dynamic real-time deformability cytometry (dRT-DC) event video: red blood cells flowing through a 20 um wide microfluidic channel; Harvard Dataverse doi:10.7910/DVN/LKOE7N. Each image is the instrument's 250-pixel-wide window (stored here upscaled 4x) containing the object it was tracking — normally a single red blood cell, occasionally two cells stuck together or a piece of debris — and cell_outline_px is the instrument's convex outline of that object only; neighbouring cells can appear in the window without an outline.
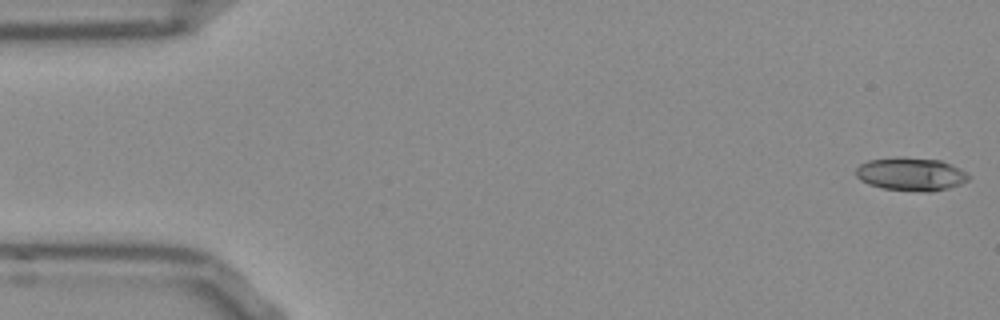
{"species": "Egyptian fruit bat (a non-hibernating species)", "species_latin": "Rousettus aegyptiacus", "temperature_condition": "room temperature", "stored_images_in_passage": 53, "camera_frame_rate_fps": 3000, "um_per_image_px": 0.085, "frame": {"image": 1, "passage_image": 1, "time_ms": 0.0, "image_size_px": [1000, 320], "cell_outline_px": [[972, 176], [968, 180], [960, 184], [948, 188], [932, 192], [920, 192], [880, 188], [868, 184], [860, 180], [856, 176], [856, 168], [860, 164], [868, 160], [896, 156], [904, 156], [940, 160], [952, 164], [968, 172]], "centroid_in_image_um": [77.44, 14.79], "position_along_channel_um": 7.6, "area_um2": 22.37}}
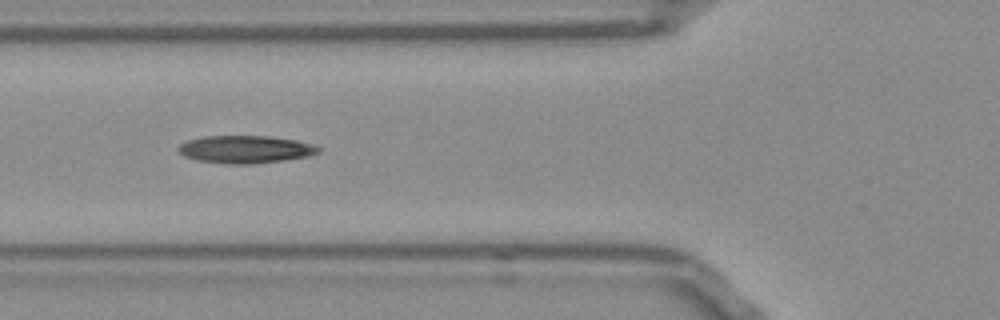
{"frame": {"image": 2, "passage_image": 19, "time_ms": 6.0, "image_size_px": [1000, 320], "cell_outline_px": [[320, 152], [308, 156], [284, 160], [256, 164], [224, 164], [196, 160], [184, 156], [176, 148], [180, 144], [188, 140], [204, 136], [268, 136], [296, 140], [312, 144], [320, 148]], "centroid_in_image_um": [20.84, 12.7], "position_along_channel_um": 105.0, "area_um2": 22.66}}
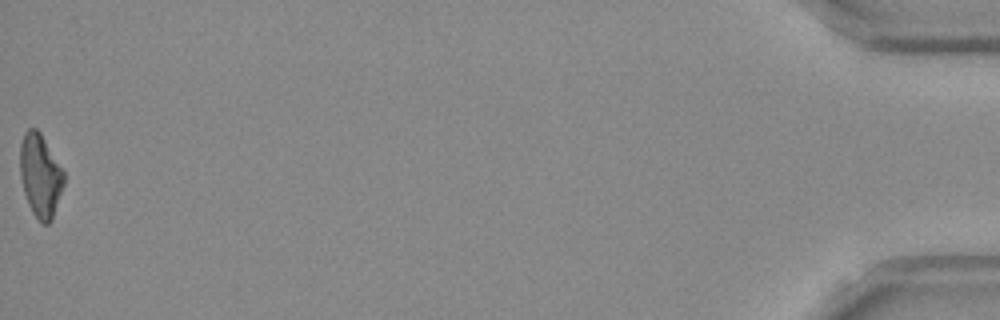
{"frame": {"image": 3, "passage_image": 53, "time_ms": 17.333, "image_size_px": [1000, 320], "cell_outline_px": [[64, 184], [52, 220], [48, 224], [40, 224], [32, 212], [28, 204], [24, 192], [20, 176], [20, 144], [24, 132], [28, 128], [36, 128], [40, 132], [64, 172]], "centroid_in_image_um": [3.41, 14.94], "position_along_channel_um": 431.8, "area_um2": 21.27}, "authors_computed_cell_mechanics": {"area_um2": 21.7906, "velocity_mm_per_s": 3.8149, "shape_relaxation_time_tau1_ms": null, "shape_relaxation_time_tau2_ms": 5.8827, "deformation_change_tau1": null, "deformation_change_tau2": 0.1657}}